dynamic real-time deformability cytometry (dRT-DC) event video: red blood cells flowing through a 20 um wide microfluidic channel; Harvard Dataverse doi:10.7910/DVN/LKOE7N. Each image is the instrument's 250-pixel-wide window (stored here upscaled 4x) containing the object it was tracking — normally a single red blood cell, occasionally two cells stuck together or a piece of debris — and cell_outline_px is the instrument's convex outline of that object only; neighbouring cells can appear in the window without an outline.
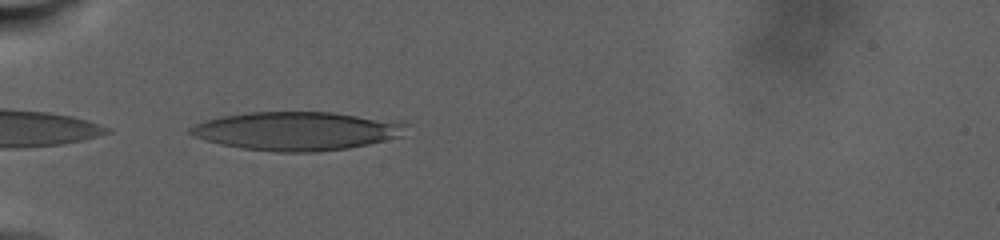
{"species": "human", "species_latin": "Homo sapiens", "temperature_condition": "warm", "stored_images_in_passage": 77, "camera_frame_rate_fps": 3000, "um_per_image_px": 0.085, "donor": {"sex": "male"}, "frame": {"image": 1, "passage_image": 1, "time_ms": 0.0, "image_size_px": [1000, 240], "cell_outline_px": [[408, 124], [400, 136], [368, 144], [348, 148], [320, 152], [276, 152], [244, 148], [220, 144], [204, 140], [188, 132], [188, 128], [204, 120], [220, 116], [248, 112], [332, 112]], "centroid_in_image_um": [25.12, 11.14], "position_along_channel_um": 59.9, "area_um2": 47.97}}
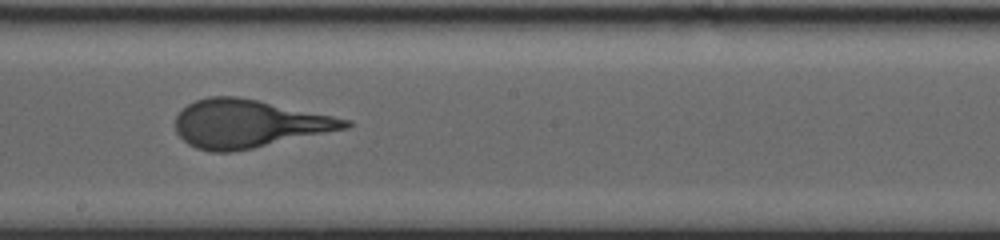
{"frame": {"image": 2, "passage_image": 37, "time_ms": 8.0, "image_size_px": [1000, 240], "cell_outline_px": [[352, 124], [348, 128], [252, 148], [232, 152], [212, 152], [196, 148], [188, 144], [176, 132], [176, 116], [188, 104], [196, 100], [208, 96], [236, 96], [256, 100], [352, 120]], "centroid_in_image_um": [21.1, 10.52], "position_along_channel_um": 227.1, "area_um2": 46.93}}
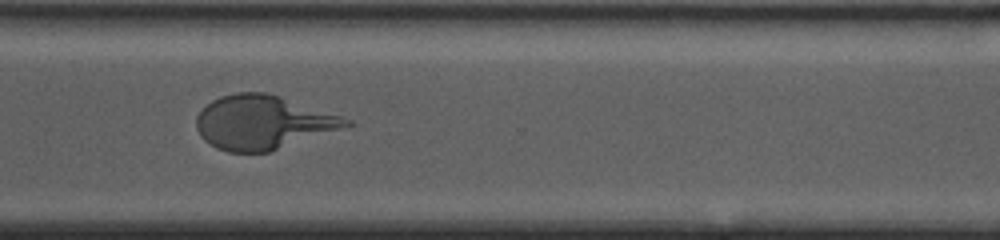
{"frame": {"image": 3, "passage_image": 58, "time_ms": 13.333, "image_size_px": [1000, 240], "cell_outline_px": [[352, 124], [348, 128], [268, 152], [228, 152], [216, 148], [204, 140], [200, 136], [196, 128], [196, 116], [212, 100], [220, 96], [236, 92], [264, 92], [280, 96], [352, 120]], "centroid_in_image_um": [22.35, 10.41], "position_along_channel_um": 348.2, "area_um2": 47.11}}